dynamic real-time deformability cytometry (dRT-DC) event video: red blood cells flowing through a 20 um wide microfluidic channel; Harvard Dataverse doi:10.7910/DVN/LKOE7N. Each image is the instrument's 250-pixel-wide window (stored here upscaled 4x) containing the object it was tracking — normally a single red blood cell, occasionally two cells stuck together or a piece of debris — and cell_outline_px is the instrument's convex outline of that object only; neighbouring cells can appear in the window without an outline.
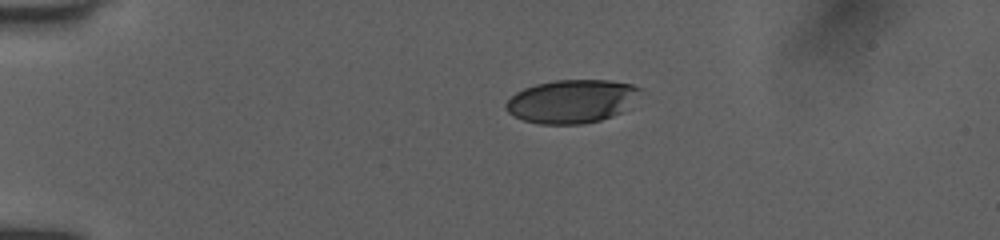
{"species": "human", "species_latin": "Homo sapiens", "temperature_condition": "room temperature", "stored_images_in_passage": 41, "camera_frame_rate_fps": 3000, "um_per_image_px": 0.085, "donor": {"sex": "female"}, "frame": {"image": 1, "passage_image": 1, "time_ms": 0.0, "image_size_px": [1000, 240], "cell_outline_px": [[644, 88], [632, 108], [612, 116], [600, 120], [580, 124], [540, 124], [524, 120], [512, 116], [504, 108], [504, 104], [516, 92], [524, 88], [536, 84], [556, 80], [608, 80], [632, 84]], "centroid_in_image_um": [48.66, 8.61], "position_along_channel_um": 36.3, "area_um2": 34.45}}
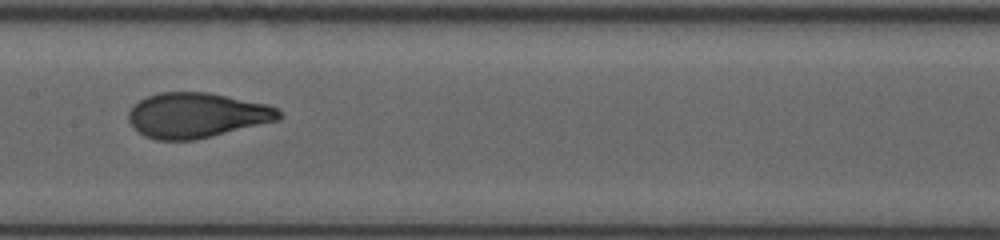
{"frame": {"image": 2, "passage_image": 17, "time_ms": 5.333, "image_size_px": [1000, 240], "cell_outline_px": [[284, 116], [280, 120], [196, 140], [156, 140], [144, 136], [132, 128], [128, 120], [128, 112], [140, 100], [148, 96], [160, 92], [208, 92], [268, 104], [276, 108]], "centroid_in_image_um": [16.73, 9.81], "position_along_channel_um": 190.7, "area_um2": 39.77}}
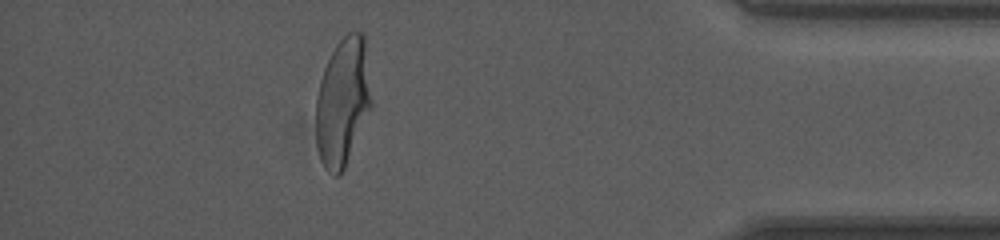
{"frame": {"image": 3, "passage_image": 36, "time_ms": 11.667, "image_size_px": [1000, 240], "cell_outline_px": [[372, 108], [344, 168], [340, 176], [332, 176], [328, 172], [320, 160], [316, 144], [316, 96], [320, 80], [324, 68], [336, 44], [348, 32], [360, 32], [364, 36], [372, 100]], "centroid_in_image_um": [29.13, 8.69], "position_along_channel_um": 406.1, "area_um2": 41.56}, "authors_computed_cell_mechanics": {"area_um2": 39.7664, "velocity_mm_per_s": 3.9838, "shape_relaxation_time_tau1_ms": 3.5104, "shape_relaxation_time_tau2_ms": null, "deformation_change_tau1": 0.1886, "deformation_change_tau2": null}}